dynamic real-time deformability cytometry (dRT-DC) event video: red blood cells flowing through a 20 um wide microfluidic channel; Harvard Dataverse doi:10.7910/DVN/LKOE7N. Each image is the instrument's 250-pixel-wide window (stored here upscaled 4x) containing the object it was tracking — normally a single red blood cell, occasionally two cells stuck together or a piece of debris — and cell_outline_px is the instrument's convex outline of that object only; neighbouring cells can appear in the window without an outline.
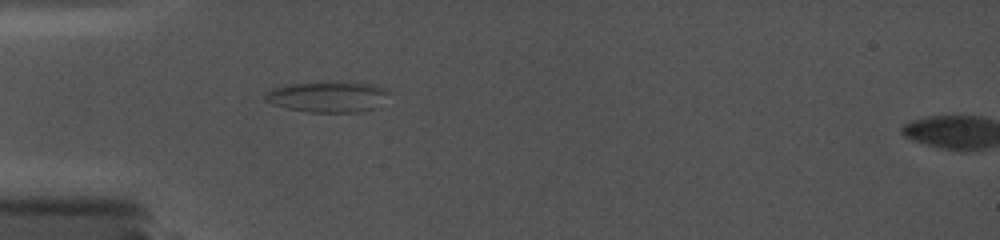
{"species": "common noctule bat (a hibernating species)", "species_latin": "Nyctalus noctula", "temperature_condition": "cold", "stored_images_in_passage": 23, "camera_frame_rate_fps": 5000, "um_per_image_px": 0.085, "animal": {"sex": "female", "body_mass_g": 19.0, "forearm_length_mm": 56.7}, "frame": {"image": 1, "passage_image": 3, "time_ms": 1.4, "image_size_px": [1000, 240], "cell_outline_px": [[392, 92], [376, 108], [360, 112], [308, 112], [288, 108], [272, 104], [264, 100], [264, 96], [272, 88], [288, 84], [328, 80], [352, 80], [372, 84], [388, 88]], "centroid_in_image_um": [27.93, 8.18], "position_along_channel_um": 57.1, "area_um2": 23.18}}
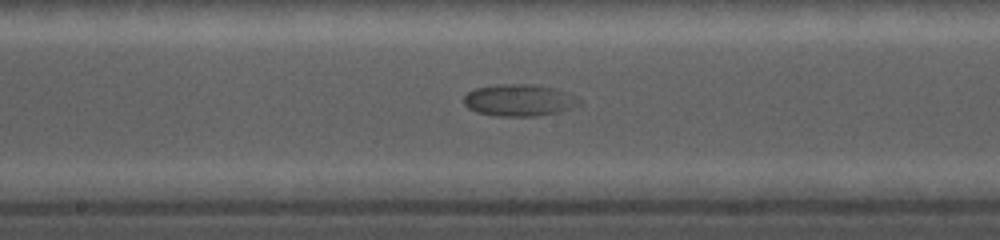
{"frame": {"image": 2, "passage_image": 10, "time_ms": 5.8, "image_size_px": [1000, 240], "cell_outline_px": [[580, 104], [572, 108], [556, 112], [536, 116], [496, 116], [476, 112], [468, 108], [464, 104], [464, 96], [468, 92], [476, 88], [496, 84], [532, 84], [556, 88], [580, 96]], "centroid_in_image_um": [44.16, 8.51], "position_along_channel_um": 204.0, "area_um2": 21.68}}
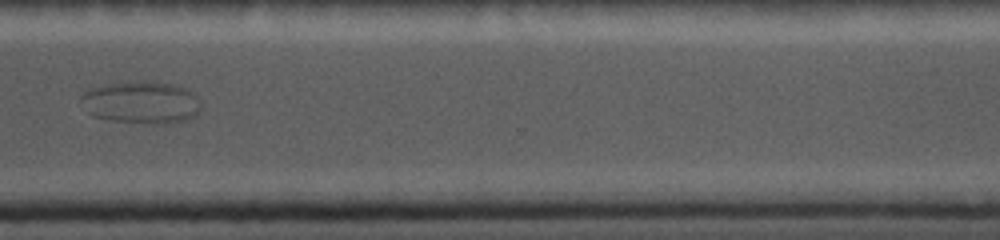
{"frame": {"image": 3, "passage_image": 18, "time_ms": 10.2, "image_size_px": [1000, 240], "cell_outline_px": [[200, 112], [184, 120], [172, 124], [108, 120], [92, 116], [88, 112], [80, 100], [80, 96], [84, 92], [108, 84], [136, 80], [144, 80], [176, 84], [184, 88], [196, 96], [200, 104]], "centroid_in_image_um": [12.01, 8.69], "position_along_channel_um": 358.6, "area_um2": 29.48}}